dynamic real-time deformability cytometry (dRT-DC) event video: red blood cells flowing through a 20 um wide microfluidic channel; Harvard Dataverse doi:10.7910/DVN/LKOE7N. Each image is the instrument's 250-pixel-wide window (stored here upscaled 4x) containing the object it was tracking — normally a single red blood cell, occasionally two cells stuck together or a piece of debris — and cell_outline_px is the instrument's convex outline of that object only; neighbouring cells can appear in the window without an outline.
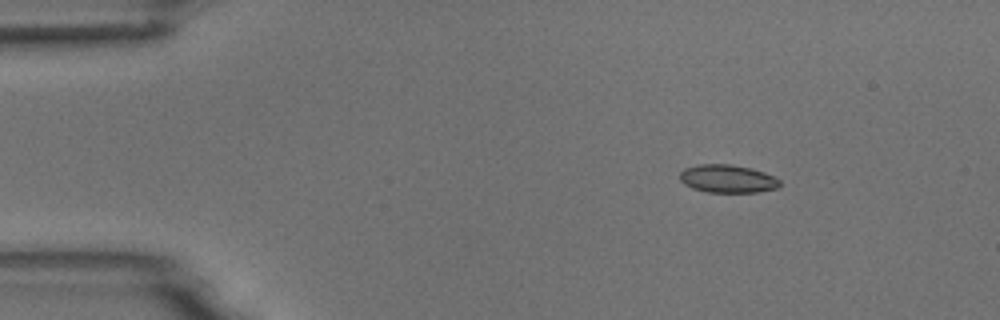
{"species": "common noctule bat (a hibernating species)", "species_latin": "Nyctalus noctula", "temperature_condition": "room temperature", "stored_images_in_passage": 3, "camera_frame_rate_fps": 3000, "um_per_image_px": 0.085, "animal": {"sex": "male", "body_mass_g": 18.8}, "frame": {"image": 1, "passage_image": 1, "time_ms": 0.0, "image_size_px": [1000, 320], "cell_outline_px": [[780, 184], [776, 188], [756, 192], [708, 192], [692, 188], [684, 184], [680, 180], [680, 172], [684, 168], [700, 164], [732, 164], [752, 168], [764, 172], [780, 180]], "centroid_in_image_um": [61.82, 15.18], "position_along_channel_um": 23.2, "area_um2": 16.3}}